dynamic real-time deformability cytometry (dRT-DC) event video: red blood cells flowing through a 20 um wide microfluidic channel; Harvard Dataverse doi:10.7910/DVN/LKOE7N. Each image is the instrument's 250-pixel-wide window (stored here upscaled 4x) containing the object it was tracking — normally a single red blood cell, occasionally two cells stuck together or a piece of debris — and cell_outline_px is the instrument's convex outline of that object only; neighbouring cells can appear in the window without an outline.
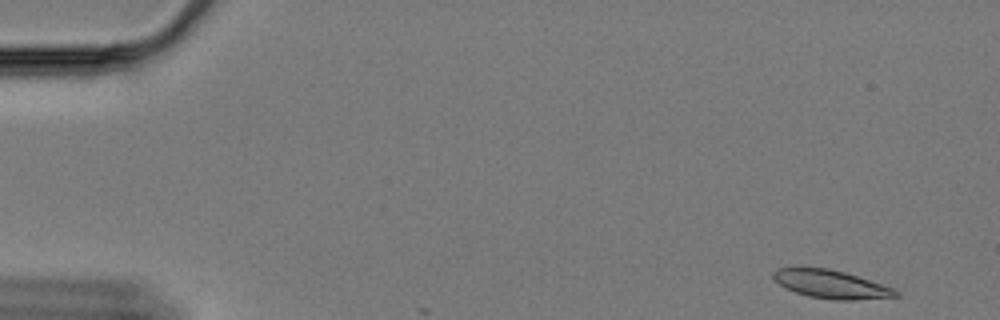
{"species": "Egyptian fruit bat (a non-hibernating species)", "species_latin": "Rousettus aegyptiacus", "temperature_condition": "cold", "stored_images_in_passage": 58, "camera_frame_rate_fps": 3000, "um_per_image_px": 0.085, "animal": {"sex": "female"}, "frame": {"image": 1, "passage_image": 1, "time_ms": 0.0, "image_size_px": [1000, 320], "cell_outline_px": [[900, 296], [852, 300], [832, 300], [808, 296], [784, 288], [772, 276], [772, 272], [776, 268], [828, 268], [844, 272], [892, 288], [900, 292]], "centroid_in_image_um": [70.61, 24.17], "position_along_channel_um": 14.4, "area_um2": 19.88}}
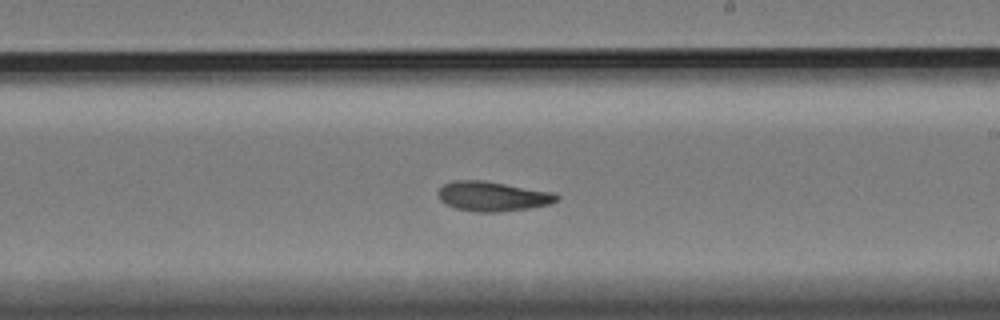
{"frame": {"image": 2, "passage_image": 33, "time_ms": 10.667, "image_size_px": [1000, 320], "cell_outline_px": [[560, 200], [548, 204], [532, 208], [500, 212], [476, 212], [456, 208], [440, 200], [436, 192], [444, 184], [456, 180], [480, 180], [556, 192], [560, 196]], "centroid_in_image_um": [41.92, 16.69], "position_along_channel_um": 247.1, "area_um2": 20.63}}
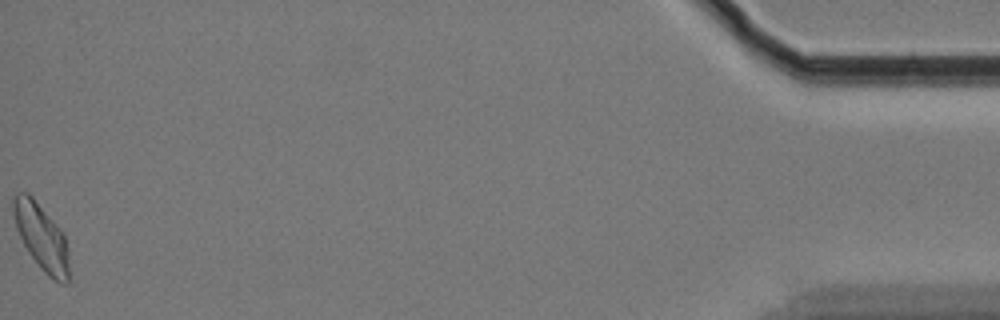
{"frame": {"image": 3, "passage_image": 58, "time_ms": 19.0, "image_size_px": [1000, 320], "cell_outline_px": [[72, 280], [68, 284], [60, 284], [52, 280], [40, 268], [28, 252], [16, 228], [12, 212], [12, 196], [16, 192], [28, 192], [32, 196], [60, 228], [64, 236], [68, 248]], "centroid_in_image_um": [3.56, 20.21], "position_along_channel_um": 431.6, "area_um2": 22.25}, "authors_computed_cell_mechanics": {"area_um2": 20.3456, "velocity_mm_per_s": 3.3053, "shape_relaxation_time_tau1_ms": 9.1041, "shape_relaxation_time_tau2_ms": 3.3922, "deformation_change_tau1": 0.1999, "deformation_change_tau2": 0.0858}}